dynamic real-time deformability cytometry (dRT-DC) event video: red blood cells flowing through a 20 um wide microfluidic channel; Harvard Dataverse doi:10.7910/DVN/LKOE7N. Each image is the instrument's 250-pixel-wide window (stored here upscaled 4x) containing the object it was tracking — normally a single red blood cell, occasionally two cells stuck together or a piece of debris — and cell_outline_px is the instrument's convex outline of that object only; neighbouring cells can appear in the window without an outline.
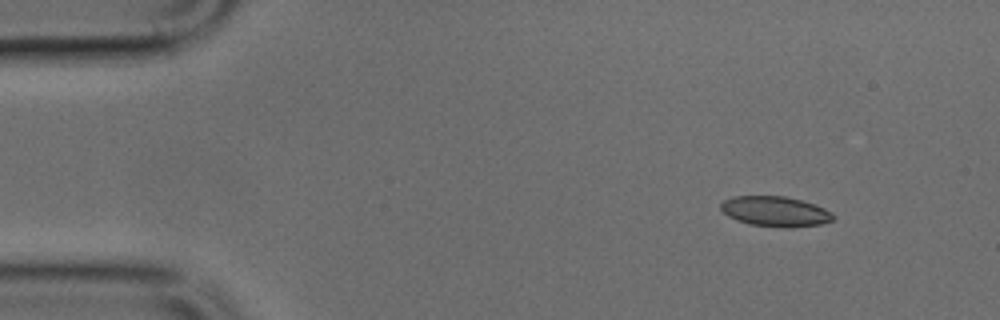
{"species": "common noctule bat (a hibernating species)", "species_latin": "Nyctalus noctula", "temperature_condition": "cold", "stored_images_in_passage": 4, "camera_frame_rate_fps": 3000, "um_per_image_px": 0.085, "animal": {"sex": "male", "body_mass_g": 17.9, "forearm_length_mm": 54.2}, "frame": {"image": 1, "passage_image": 2, "time_ms": 0.333, "image_size_px": [1000, 320], "cell_outline_px": [[836, 216], [832, 220], [820, 224], [792, 228], [748, 224], [736, 220], [728, 216], [720, 208], [720, 204], [724, 200], [732, 196], [784, 196], [816, 204], [832, 212]], "centroid_in_image_um": [65.9, 17.97], "position_along_channel_um": 19.1, "area_um2": 19.83}}